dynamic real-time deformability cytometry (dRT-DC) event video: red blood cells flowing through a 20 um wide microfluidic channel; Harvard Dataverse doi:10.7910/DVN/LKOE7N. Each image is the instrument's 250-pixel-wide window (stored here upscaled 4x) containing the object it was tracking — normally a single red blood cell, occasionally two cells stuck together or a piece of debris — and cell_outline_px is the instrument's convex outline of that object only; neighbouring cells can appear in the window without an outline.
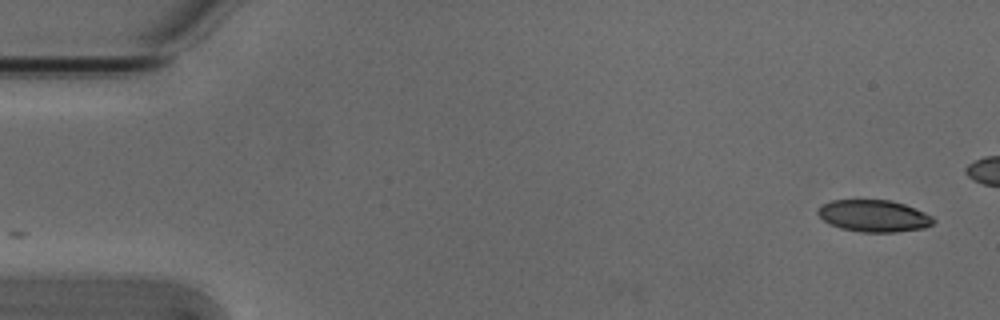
{"species": "Egyptian fruit bat (a non-hibernating species)", "species_latin": "Rousettus aegyptiacus", "temperature_condition": "cold", "stored_images_in_passage": 3, "camera_frame_rate_fps": 3000, "um_per_image_px": 0.085, "animal": {"sex": "male"}, "frame": {"image": 1, "passage_image": 1, "time_ms": 0.0, "image_size_px": [1000, 320], "cell_outline_px": [[936, 220], [932, 224], [924, 228], [896, 232], [860, 232], [840, 228], [824, 220], [816, 212], [820, 204], [832, 200], [892, 200], [904, 204], [924, 212], [932, 216]], "centroid_in_image_um": [74.27, 18.35], "position_along_channel_um": 10.7, "area_um2": 21.5}}